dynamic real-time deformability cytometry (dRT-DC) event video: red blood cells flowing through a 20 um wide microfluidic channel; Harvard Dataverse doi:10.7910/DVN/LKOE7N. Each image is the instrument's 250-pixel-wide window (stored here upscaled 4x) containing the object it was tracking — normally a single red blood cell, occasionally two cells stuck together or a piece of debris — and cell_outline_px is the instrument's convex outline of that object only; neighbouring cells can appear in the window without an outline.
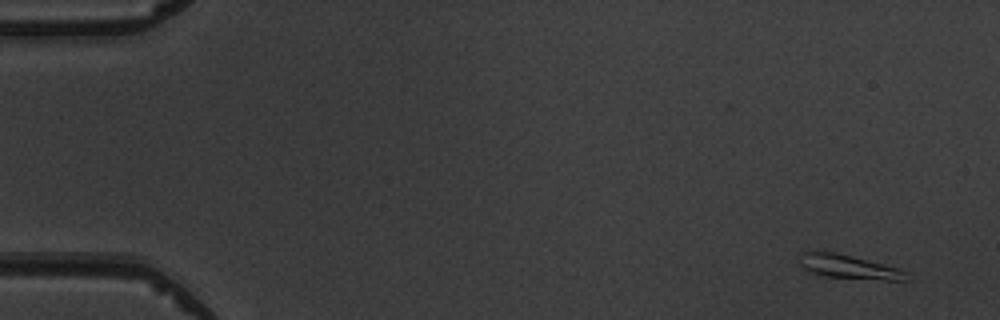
{"species": "common noctule bat (a hibernating species)", "species_latin": "Nyctalus noctula", "temperature_condition": "warm", "stored_images_in_passage": 4, "camera_frame_rate_fps": 3000, "um_per_image_px": 0.085, "animal": {"sex": "male", "body_mass_g": 19.5, "forearm_length_mm": 54.6}, "frame": {"image": 1, "passage_image": 1, "time_ms": 0.0, "image_size_px": [1000, 320], "cell_outline_px": [[908, 272], [904, 280], [884, 280], [824, 276], [812, 272], [804, 268], [800, 264], [800, 256], [808, 248], [836, 252], [896, 268]], "centroid_in_image_um": [72.03, 22.64], "position_along_channel_um": 13.0, "area_um2": 14.74}}